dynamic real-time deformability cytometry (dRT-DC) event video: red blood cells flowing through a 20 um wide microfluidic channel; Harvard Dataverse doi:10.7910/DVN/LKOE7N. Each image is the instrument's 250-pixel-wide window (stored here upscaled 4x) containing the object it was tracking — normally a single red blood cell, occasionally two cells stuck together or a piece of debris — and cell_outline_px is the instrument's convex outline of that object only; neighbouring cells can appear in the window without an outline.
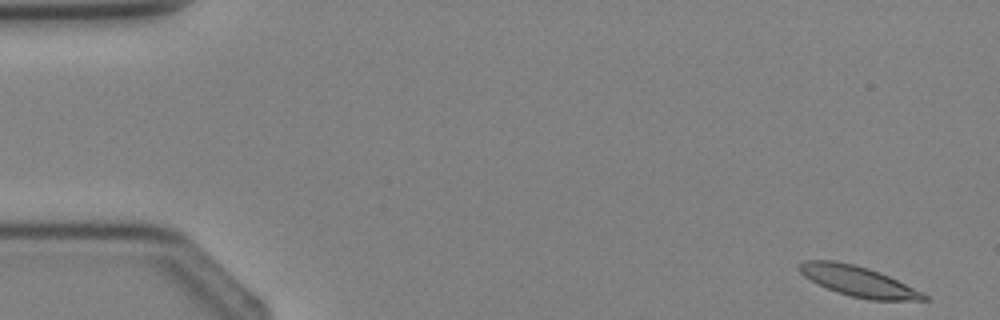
{"species": "Egyptian fruit bat (a non-hibernating species)", "species_latin": "Rousettus aegyptiacus", "temperature_condition": "cold", "stored_images_in_passage": 4, "camera_frame_rate_fps": 3000, "um_per_image_px": 0.085, "animal": {"sex": "female"}, "frame": {"image": 1, "passage_image": 1, "time_ms": 0.0, "image_size_px": [1000, 320], "cell_outline_px": [[928, 300], [868, 300], [836, 292], [804, 276], [796, 268], [796, 264], [804, 260], [836, 260], [868, 268], [880, 272], [924, 292], [928, 296]], "centroid_in_image_um": [72.94, 23.89], "position_along_channel_um": 12.1, "area_um2": 22.02}}
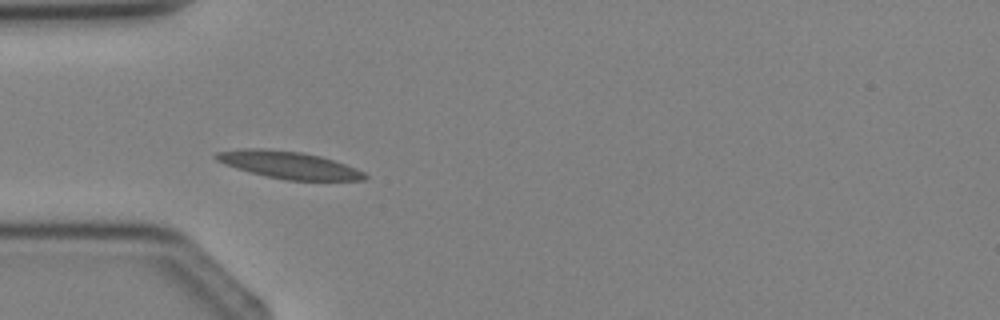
{"frame": {"image": 2, "passage_image": 3, "time_ms": 3.333, "image_size_px": [1000, 320], "cell_outline_px": [[368, 176], [364, 180], [284, 180], [236, 168], [224, 164], [216, 160], [212, 156], [216, 152], [240, 148], [268, 148], [300, 152], [320, 156], [356, 168], [364, 172]], "centroid_in_image_um": [24.49, 14.0], "position_along_channel_um": 60.5, "area_um2": 23.52}}
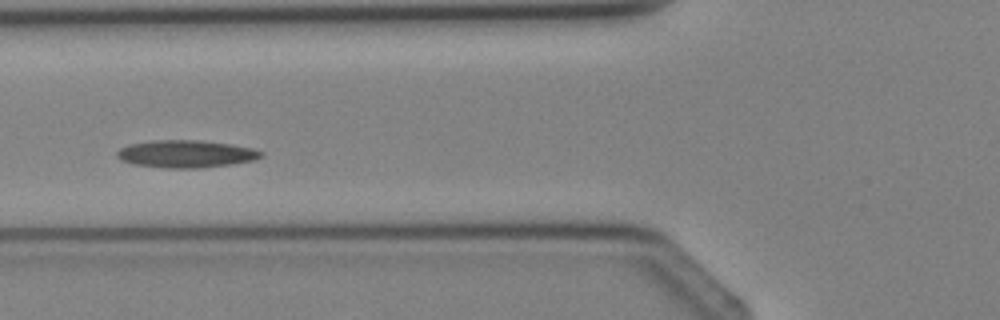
{"frame": {"image": 3, "passage_image": 4, "time_ms": 4.333, "image_size_px": [1000, 320], "cell_outline_px": [[264, 156], [256, 160], [200, 168], [164, 168], [132, 164], [120, 160], [116, 156], [116, 152], [120, 148], [128, 144], [152, 140], [200, 140], [228, 144], [252, 148], [264, 152]], "centroid_in_image_um": [15.77, 13.08], "position_along_channel_um": 110.0, "area_um2": 23.18}}